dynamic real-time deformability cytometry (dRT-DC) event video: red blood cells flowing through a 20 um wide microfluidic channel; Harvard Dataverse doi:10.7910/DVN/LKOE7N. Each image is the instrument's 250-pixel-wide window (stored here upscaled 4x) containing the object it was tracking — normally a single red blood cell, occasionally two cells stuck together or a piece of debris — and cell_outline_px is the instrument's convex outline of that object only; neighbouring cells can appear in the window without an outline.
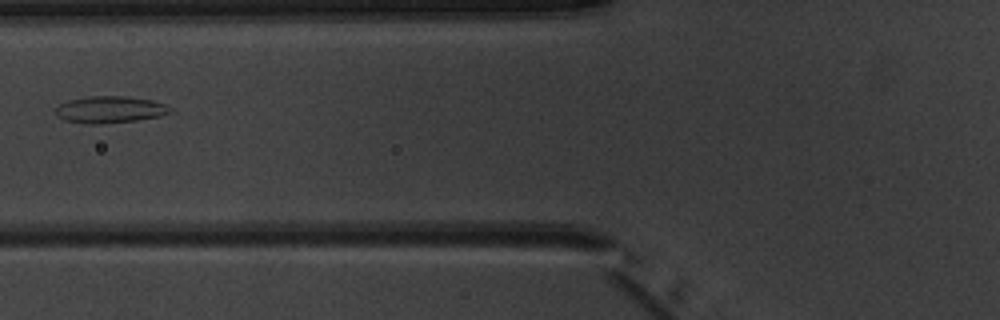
{"species": "common noctule bat (a hibernating species)", "species_latin": "Nyctalus noctula", "temperature_condition": "warm", "stored_images_in_passage": 6, "camera_frame_rate_fps": 3000, "um_per_image_px": 0.085, "animal": {"sex": "male", "body_mass_g": 20.1, "forearm_length_mm": 53.5}, "frame": {"image": 1, "passage_image": 5, "time_ms": 5.667, "image_size_px": [1000, 320], "cell_outline_px": [[172, 112], [160, 116], [136, 120], [100, 124], [84, 124], [64, 120], [56, 116], [56, 108], [60, 104], [68, 100], [88, 96], [124, 96], [152, 100], [168, 104], [172, 108]], "centroid_in_image_um": [9.36, 9.31], "position_along_channel_um": 116.4, "area_um2": 18.09}}
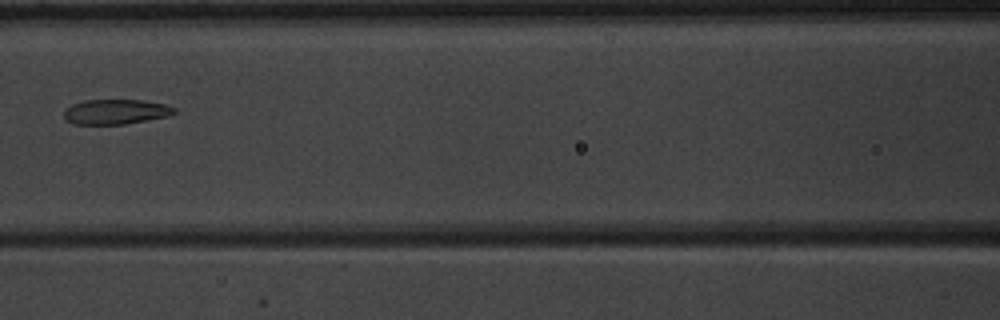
{"frame": {"image": 2, "passage_image": 6, "time_ms": 6.667, "image_size_px": [1000, 320], "cell_outline_px": [[176, 112], [168, 116], [124, 124], [72, 124], [64, 120], [64, 112], [72, 104], [84, 100], [144, 100], [164, 104], [176, 108]], "centroid_in_image_um": [9.82, 9.5], "position_along_channel_um": 156.8, "area_um2": 16.01}}